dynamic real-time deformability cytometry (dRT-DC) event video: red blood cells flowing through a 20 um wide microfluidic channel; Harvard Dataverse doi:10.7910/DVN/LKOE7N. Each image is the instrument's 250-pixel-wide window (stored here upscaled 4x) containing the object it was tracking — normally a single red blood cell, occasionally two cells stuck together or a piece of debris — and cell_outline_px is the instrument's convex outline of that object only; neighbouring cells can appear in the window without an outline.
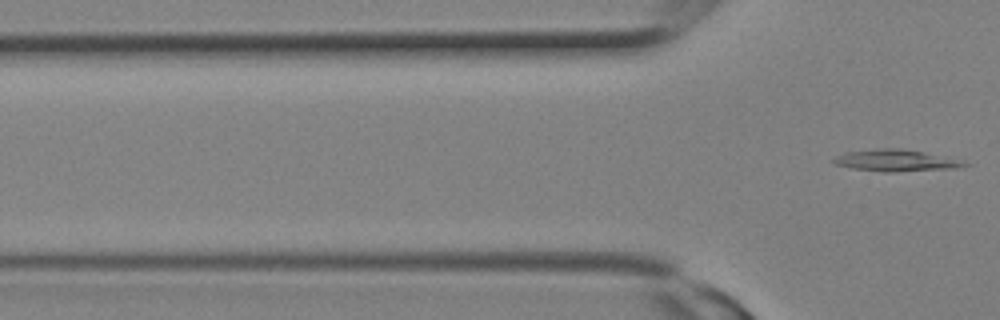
{"species": "Egyptian fruit bat (a non-hibernating species)", "species_latin": "Rousettus aegyptiacus", "temperature_condition": "room temperature", "stored_images_in_passage": 4, "segment_of_instrument_passage": [2, 2], "camera_frame_rate_fps": 3000, "um_per_image_px": 0.085, "animal": {"sex": "female"}, "frame": {"image": 1, "passage_image": 4, "time_ms": 1.0, "image_size_px": [1000, 320], "cell_outline_px": [[968, 164], [956, 168], [892, 172], [884, 172], [852, 168], [836, 164], [832, 160], [836, 156], [848, 152], [880, 148], [900, 148], [924, 152], [956, 160]], "centroid_in_image_um": [76.07, 13.64], "position_along_channel_um": 49.7, "area_um2": 16.01}}